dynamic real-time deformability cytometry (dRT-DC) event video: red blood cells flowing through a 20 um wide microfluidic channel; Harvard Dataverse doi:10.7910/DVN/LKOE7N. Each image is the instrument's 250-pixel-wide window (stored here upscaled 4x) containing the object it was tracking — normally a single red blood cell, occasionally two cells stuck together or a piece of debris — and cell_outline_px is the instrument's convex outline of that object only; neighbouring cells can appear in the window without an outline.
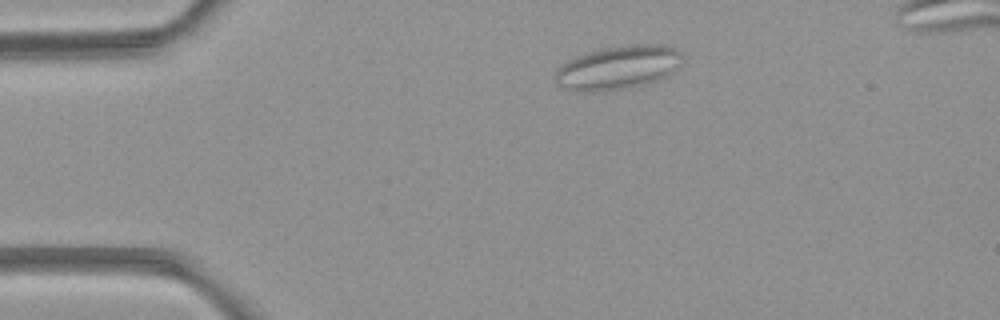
{"species": "common noctule bat (a hibernating species)", "species_latin": "Nyctalus noctula", "temperature_condition": "room temperature", "stored_images_in_passage": 4, "camera_frame_rate_fps": 3000, "um_per_image_px": 0.085, "animal": {"sex": "female", "body_mass_g": 21.9}, "frame": {"image": 1, "passage_image": 4, "time_ms": 4.0, "image_size_px": [1000, 320], "cell_outline_px": [[680, 52], [672, 72], [668, 76], [660, 80], [644, 84], [604, 92], [572, 92], [556, 84], [556, 68], [560, 64], [576, 56], [588, 52], [604, 48], [632, 44], [664, 44], [676, 48]], "centroid_in_image_um": [52.44, 5.76], "position_along_channel_um": 32.6, "area_um2": 32.37}}